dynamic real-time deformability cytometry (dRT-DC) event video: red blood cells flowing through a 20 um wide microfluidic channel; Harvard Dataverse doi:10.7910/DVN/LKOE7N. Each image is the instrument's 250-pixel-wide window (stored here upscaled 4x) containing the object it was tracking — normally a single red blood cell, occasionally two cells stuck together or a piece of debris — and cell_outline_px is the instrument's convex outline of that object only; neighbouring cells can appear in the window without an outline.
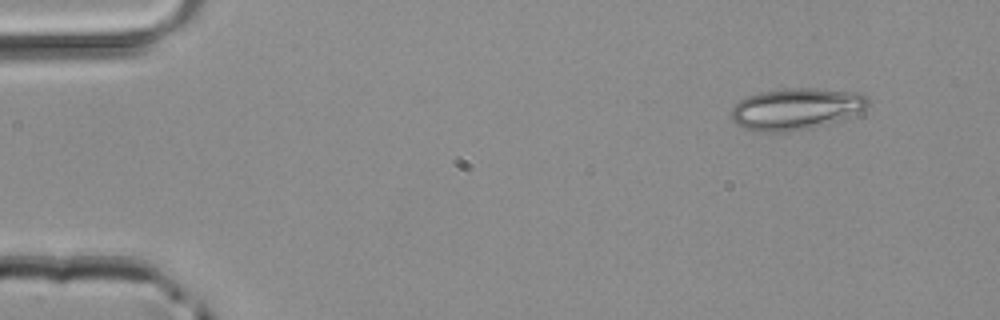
{"species": "common noctule bat (a hibernating species)", "species_latin": "Nyctalus noctula", "temperature_condition": "room temperature", "stored_images_in_passage": 4, "camera_frame_rate_fps": 3000, "um_per_image_px": 0.085, "animal": {"sex": "male", "body_mass_g": 20.4}, "frame": {"image": 1, "passage_image": 1, "time_ms": 0.0, "image_size_px": [1000, 320], "cell_outline_px": [[868, 104], [864, 108], [848, 116], [812, 128], [788, 132], [756, 132], [744, 128], [736, 124], [732, 120], [732, 108], [740, 100], [748, 96], [760, 92], [788, 88], [812, 88], [860, 92], [868, 96]], "centroid_in_image_um": [67.63, 9.25], "position_along_channel_um": 17.4, "area_um2": 32.95}}